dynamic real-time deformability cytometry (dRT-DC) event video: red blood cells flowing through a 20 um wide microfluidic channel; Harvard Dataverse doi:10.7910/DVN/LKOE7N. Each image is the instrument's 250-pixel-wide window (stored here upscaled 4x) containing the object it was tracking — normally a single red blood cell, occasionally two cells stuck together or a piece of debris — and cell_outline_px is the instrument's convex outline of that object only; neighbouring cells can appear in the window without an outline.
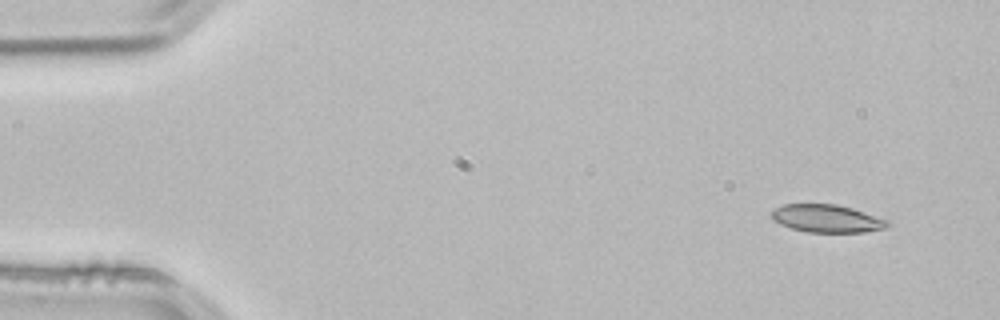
{"species": "common noctule bat (a hibernating species)", "species_latin": "Nyctalus noctula", "temperature_condition": "room temperature", "stored_images_in_passage": 50, "camera_frame_rate_fps": 3000, "um_per_image_px": 0.085, "animal": {"sex": "male", "body_mass_g": 21.5, "forearm_length_mm": 52.0}, "frame": {"image": 1, "passage_image": 1, "time_ms": 0.0, "image_size_px": [1000, 320], "cell_outline_px": [[892, 224], [884, 228], [864, 232], [808, 232], [792, 228], [780, 224], [772, 220], [772, 212], [776, 208], [784, 204], [836, 204], [852, 208], [888, 220]], "centroid_in_image_um": [70.29, 18.57], "position_along_channel_um": 14.7, "area_um2": 18.67}}
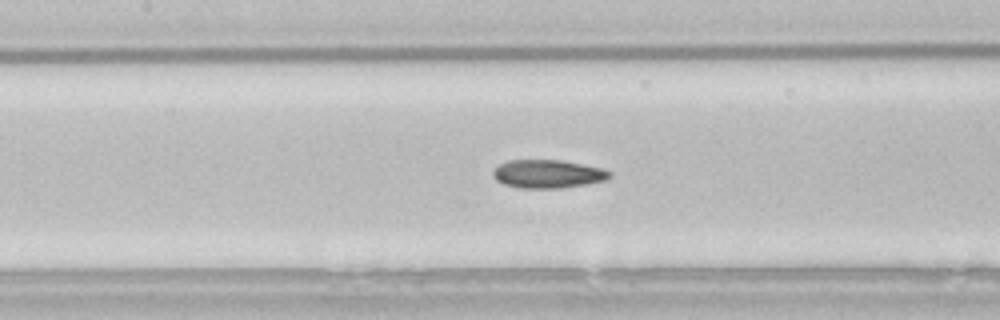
{"frame": {"image": 2, "passage_image": 21, "time_ms": 6.667, "image_size_px": [1000, 320], "cell_outline_px": [[612, 176], [604, 180], [588, 184], [560, 188], [520, 188], [504, 184], [496, 180], [492, 176], [492, 172], [500, 164], [508, 160], [564, 160], [604, 168], [612, 172]], "centroid_in_image_um": [46.59, 14.78], "position_along_channel_um": 160.8, "area_um2": 19.42}}
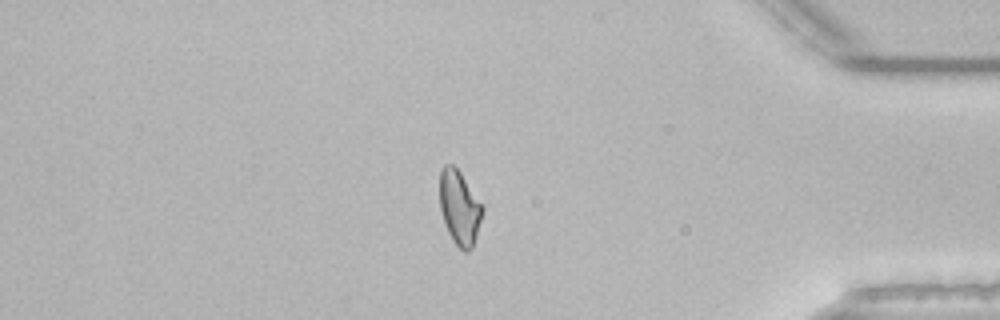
{"frame": {"image": 3, "passage_image": 42, "time_ms": 13.667, "image_size_px": [1000, 320], "cell_outline_px": [[484, 212], [472, 248], [468, 252], [464, 252], [452, 240], [444, 224], [440, 208], [440, 172], [444, 164], [452, 164], [460, 172], [484, 208]], "centroid_in_image_um": [39.05, 17.67], "position_along_channel_um": 396.1, "area_um2": 18.44}, "authors_computed_cell_mechanics": {"area_um2": 18.9873, "velocity_mm_per_s": 3.8381, "shape_relaxation_time_tau1_ms": null, "shape_relaxation_time_tau2_ms": 3.0173, "deformation_change_tau1": null, "deformation_change_tau2": 0.09}}